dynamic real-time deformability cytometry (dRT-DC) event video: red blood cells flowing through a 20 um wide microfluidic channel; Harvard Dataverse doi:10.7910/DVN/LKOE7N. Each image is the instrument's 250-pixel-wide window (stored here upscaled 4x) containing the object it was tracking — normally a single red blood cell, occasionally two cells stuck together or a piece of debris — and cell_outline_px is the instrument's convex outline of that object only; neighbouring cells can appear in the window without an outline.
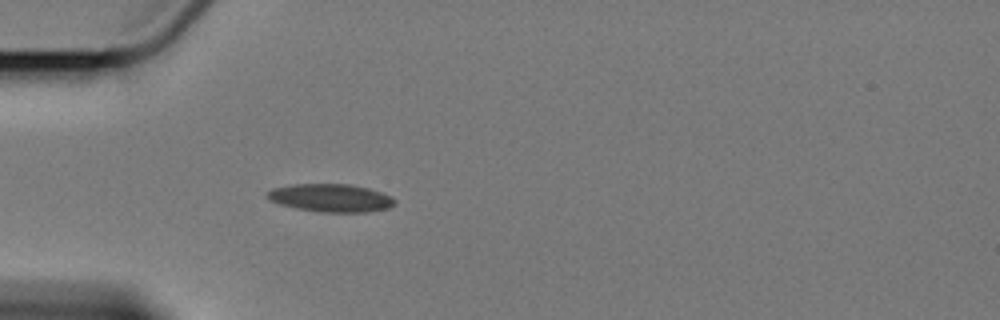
{"species": "Egyptian fruit bat (a non-hibernating species)", "species_latin": "Rousettus aegyptiacus", "temperature_condition": "cold", "stored_images_in_passage": 3, "camera_frame_rate_fps": 3000, "um_per_image_px": 0.085, "animal": {"sex": "female"}, "frame": {"image": 1, "passage_image": 3, "time_ms": 2.333, "image_size_px": [1000, 320], "cell_outline_px": [[396, 204], [388, 208], [364, 212], [320, 212], [296, 208], [280, 204], [264, 196], [272, 188], [292, 184], [348, 184], [368, 188], [392, 196], [396, 200]], "centroid_in_image_um": [28.12, 16.82], "position_along_channel_um": 56.9, "area_um2": 20.75}}